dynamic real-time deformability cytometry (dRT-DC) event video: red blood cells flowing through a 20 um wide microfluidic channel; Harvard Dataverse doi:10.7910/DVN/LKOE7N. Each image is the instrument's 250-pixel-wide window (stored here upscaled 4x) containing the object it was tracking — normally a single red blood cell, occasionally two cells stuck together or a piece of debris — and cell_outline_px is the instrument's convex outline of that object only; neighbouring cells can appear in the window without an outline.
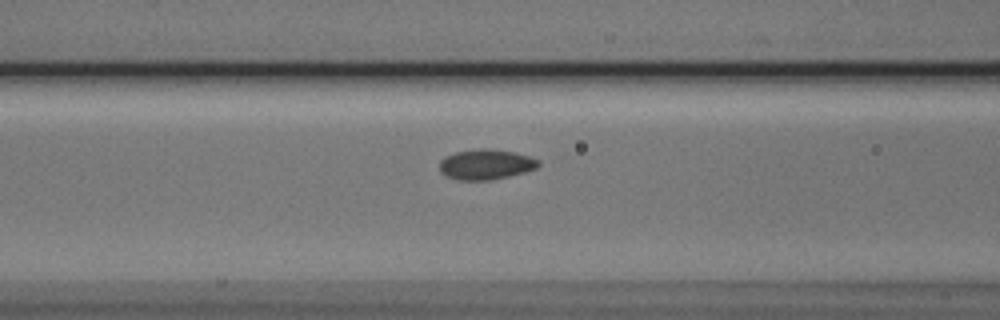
{"species": "Egyptian fruit bat (a non-hibernating species)", "species_latin": "Rousettus aegyptiacus", "temperature_condition": "cold", "stored_images_in_passage": 27, "camera_frame_rate_fps": 3000, "um_per_image_px": 0.085, "animal": {"sex": "male"}, "frame": {"image": 1, "passage_image": 5, "time_ms": 1.333, "image_size_px": [1000, 320], "cell_outline_px": [[540, 164], [536, 168], [524, 172], [492, 180], [456, 180], [440, 172], [440, 160], [444, 156], [456, 152], [480, 148], [488, 148], [516, 152], [540, 160]], "centroid_in_image_um": [41.29, 13.97], "position_along_channel_um": 125.3, "area_um2": 17.51}}
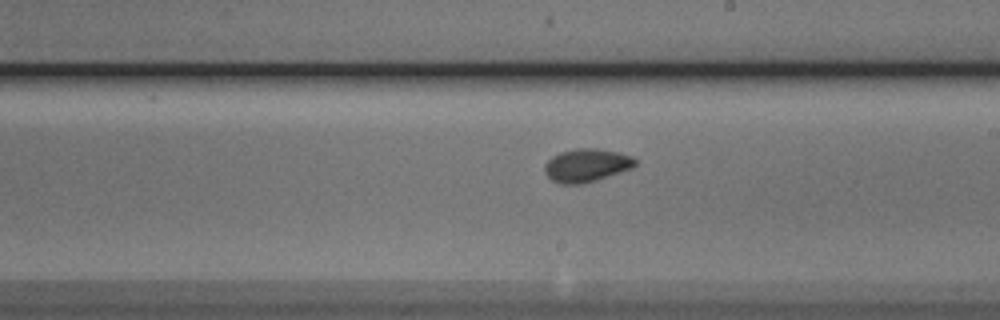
{"frame": {"image": 2, "passage_image": 14, "time_ms": 4.333, "image_size_px": [1000, 320], "cell_outline_px": [[636, 164], [632, 168], [596, 180], [580, 184], [560, 184], [552, 180], [544, 172], [544, 164], [552, 156], [560, 152], [576, 148], [596, 148], [616, 152], [632, 156], [636, 160]], "centroid_in_image_um": [49.83, 14.05], "position_along_channel_um": 239.2, "area_um2": 17.46}}
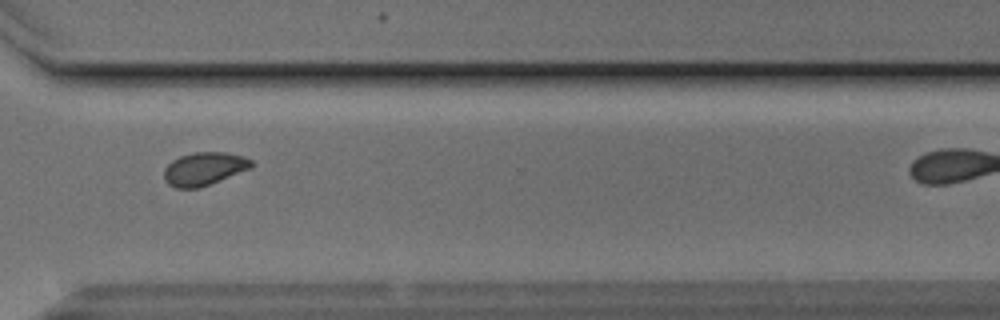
{"frame": {"image": 3, "passage_image": 23, "time_ms": 7.333, "image_size_px": [1000, 320], "cell_outline_px": [[252, 168], [200, 188], [176, 188], [168, 184], [164, 180], [164, 168], [172, 160], [180, 156], [192, 152], [224, 152], [244, 156], [252, 160]], "centroid_in_image_um": [17.34, 14.35], "position_along_channel_um": 353.3, "area_um2": 16.99}}